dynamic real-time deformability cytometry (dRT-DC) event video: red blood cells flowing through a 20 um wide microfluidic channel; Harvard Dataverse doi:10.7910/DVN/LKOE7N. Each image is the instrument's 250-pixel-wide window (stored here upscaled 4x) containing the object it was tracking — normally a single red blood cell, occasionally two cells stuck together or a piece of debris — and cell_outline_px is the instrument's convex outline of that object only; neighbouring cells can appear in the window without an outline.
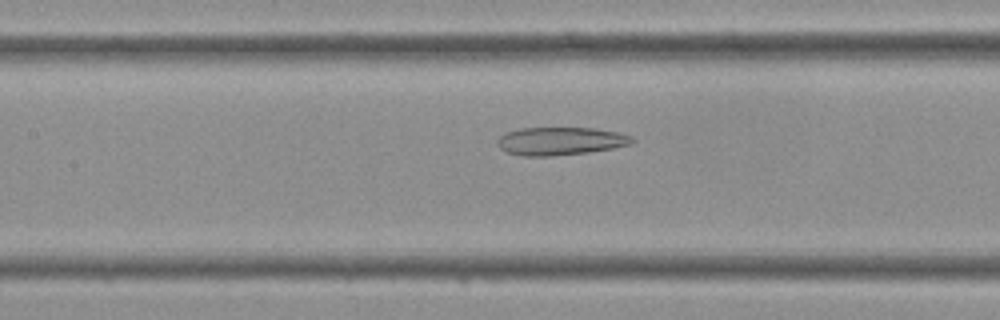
{"species": "Egyptian fruit bat (a non-hibernating species)", "species_latin": "Rousettus aegyptiacus", "temperature_condition": "cold", "stored_images_in_passage": 27, "camera_frame_rate_fps": 3000, "um_per_image_px": 0.085, "frame": {"image": 1, "passage_image": 12, "time_ms": 3.667, "image_size_px": [1000, 320], "cell_outline_px": [[636, 140], [632, 144], [612, 148], [588, 152], [548, 156], [524, 156], [508, 152], [500, 148], [496, 140], [504, 132], [520, 128], [596, 128], [620, 132], [632, 136]], "centroid_in_image_um": [47.66, 11.98], "position_along_channel_um": 159.7, "area_um2": 22.08}}
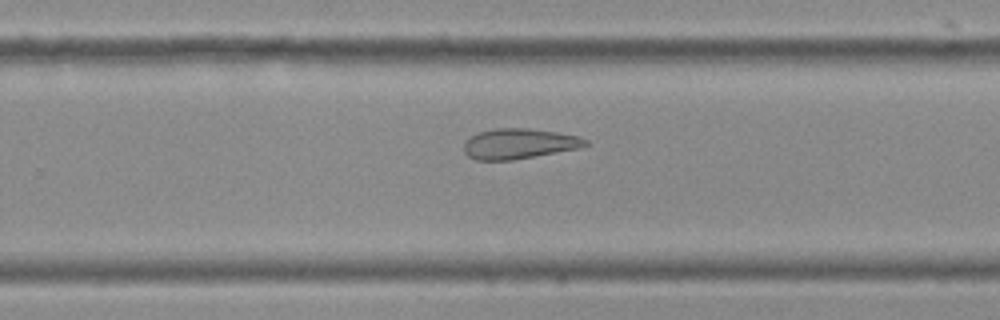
{"frame": {"image": 2, "passage_image": 20, "time_ms": 6.333, "image_size_px": [1000, 320], "cell_outline_px": [[588, 144], [580, 148], [512, 160], [476, 160], [468, 156], [464, 152], [464, 144], [472, 136], [480, 132], [496, 128], [528, 128], [556, 132], [576, 136], [588, 140]], "centroid_in_image_um": [44.12, 12.22], "position_along_channel_um": 285.7, "area_um2": 21.21}}